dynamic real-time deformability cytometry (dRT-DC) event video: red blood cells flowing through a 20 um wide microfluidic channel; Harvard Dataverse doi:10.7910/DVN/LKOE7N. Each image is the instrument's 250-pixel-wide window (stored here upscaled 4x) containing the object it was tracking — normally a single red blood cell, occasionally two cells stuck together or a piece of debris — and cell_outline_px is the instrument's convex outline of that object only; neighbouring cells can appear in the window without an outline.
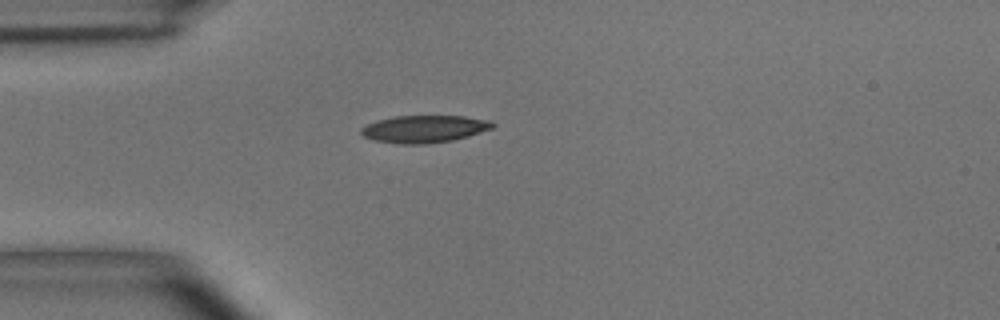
{"species": "common noctule bat (a hibernating species)", "species_latin": "Nyctalus noctula", "temperature_condition": "room temperature", "stored_images_in_passage": 41, "camera_frame_rate_fps": 3000, "um_per_image_px": 0.085, "animal": {"sex": "male", "body_mass_g": 15.6}, "frame": {"image": 1, "passage_image": 1, "time_ms": 0.0, "image_size_px": [1000, 320], "cell_outline_px": [[496, 124], [492, 128], [468, 136], [452, 140], [428, 144], [400, 144], [376, 140], [364, 136], [360, 132], [360, 128], [376, 120], [392, 116], [464, 116], [492, 120]], "centroid_in_image_um": [36.08, 10.95], "position_along_channel_um": 48.9, "area_um2": 20.98}}
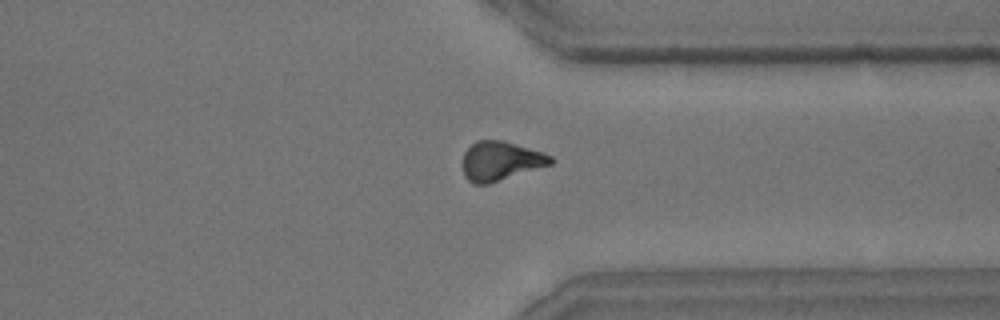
{"frame": {"image": 2, "passage_image": 28, "time_ms": 9.0, "image_size_px": [1000, 320], "cell_outline_px": [[556, 160], [552, 164], [488, 184], [476, 184], [468, 180], [464, 176], [464, 152], [476, 140], [504, 140], [544, 152], [552, 156]], "centroid_in_image_um": [42.59, 13.67], "position_along_channel_um": 368.8, "area_um2": 20.11}}
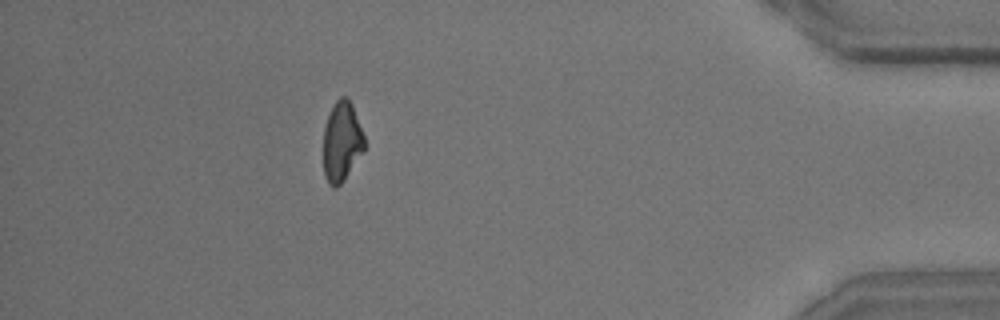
{"frame": {"image": 3, "passage_image": 35, "time_ms": 11.333, "image_size_px": [1000, 320], "cell_outline_px": [[364, 148], [340, 184], [336, 188], [332, 188], [328, 184], [324, 176], [324, 128], [328, 116], [336, 100], [340, 96], [344, 96], [352, 104], [364, 136]], "centroid_in_image_um": [29.02, 12.04], "position_along_channel_um": 406.2, "area_um2": 18.61}, "authors_computed_cell_mechanics": {"area_um2": 20.1144, "velocity_mm_per_s": 3.6886, "shape_relaxation_time_tau1_ms": 5.2835, "shape_relaxation_time_tau2_ms": 8.8531, "deformation_change_tau1": 0.1594, "deformation_change_tau2": 0.1863}}